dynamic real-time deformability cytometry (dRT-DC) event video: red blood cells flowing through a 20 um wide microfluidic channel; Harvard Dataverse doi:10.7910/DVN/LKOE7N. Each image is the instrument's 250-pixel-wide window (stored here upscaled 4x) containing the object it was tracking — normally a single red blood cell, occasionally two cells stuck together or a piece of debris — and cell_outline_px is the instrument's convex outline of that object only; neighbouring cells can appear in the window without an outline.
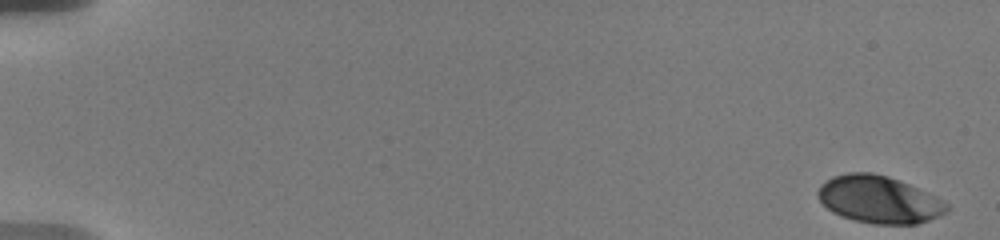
{"species": "human", "species_latin": "Homo sapiens", "temperature_condition": "warm", "stored_images_in_passage": 55, "camera_frame_rate_fps": 3000, "um_per_image_px": 0.085, "donor": {"sex": "male"}, "frame": {"image": 1, "passage_image": 1, "time_ms": 0.0, "image_size_px": [1000, 240], "cell_outline_px": [[948, 212], [928, 220], [916, 224], [872, 224], [840, 216], [832, 212], [816, 196], [816, 192], [820, 184], [832, 176], [848, 172], [872, 172], [888, 176], [928, 192], [944, 200], [948, 204]], "centroid_in_image_um": [74.7, 16.95], "position_along_channel_um": 10.3, "area_um2": 35.72}}
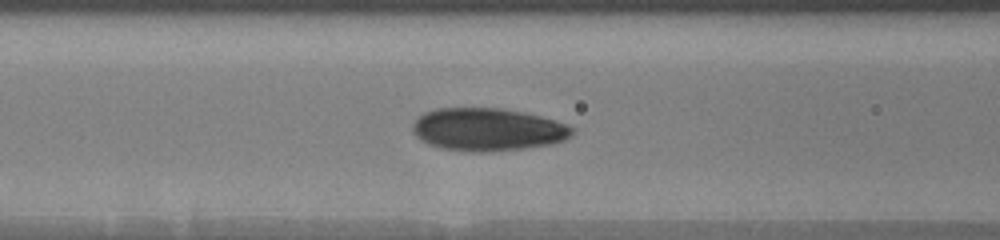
{"frame": {"image": 2, "passage_image": 27, "time_ms": 8.0, "image_size_px": [1000, 240], "cell_outline_px": [[576, 132], [572, 136], [564, 140], [552, 144], [528, 148], [484, 152], [464, 152], [440, 148], [428, 144], [420, 140], [412, 132], [412, 124], [424, 112], [440, 108], [500, 108], [540, 116], [576, 128]], "centroid_in_image_um": [41.44, 11.03], "position_along_channel_um": 125.2, "area_um2": 40.0}}
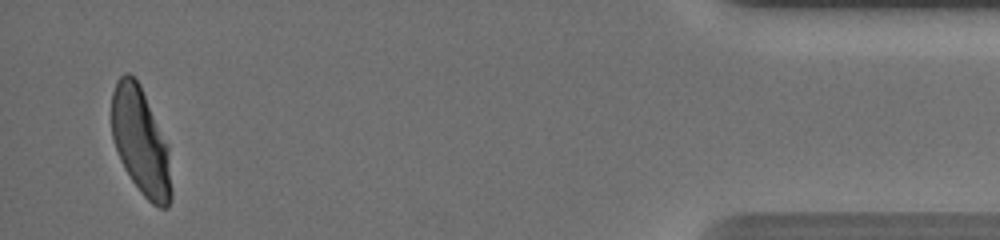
{"frame": {"image": 3, "passage_image": 54, "time_ms": 18.0, "image_size_px": [1000, 240], "cell_outline_px": [[172, 200], [168, 208], [160, 208], [152, 204], [140, 192], [124, 168], [120, 160], [112, 136], [112, 92], [116, 80], [124, 72], [128, 72], [140, 84], [168, 144], [172, 188]], "centroid_in_image_um": [11.98, 12.05], "position_along_channel_um": 423.2, "area_um2": 37.51}, "authors_computed_cell_mechanics": {"area_um2": 37.5122, "velocity_mm_per_s": 3.619, "shape_relaxation_time_tau1_ms": 4.4825, "shape_relaxation_time_tau2_ms": null, "deformation_change_tau1": 0.1667, "deformation_change_tau2": null}}